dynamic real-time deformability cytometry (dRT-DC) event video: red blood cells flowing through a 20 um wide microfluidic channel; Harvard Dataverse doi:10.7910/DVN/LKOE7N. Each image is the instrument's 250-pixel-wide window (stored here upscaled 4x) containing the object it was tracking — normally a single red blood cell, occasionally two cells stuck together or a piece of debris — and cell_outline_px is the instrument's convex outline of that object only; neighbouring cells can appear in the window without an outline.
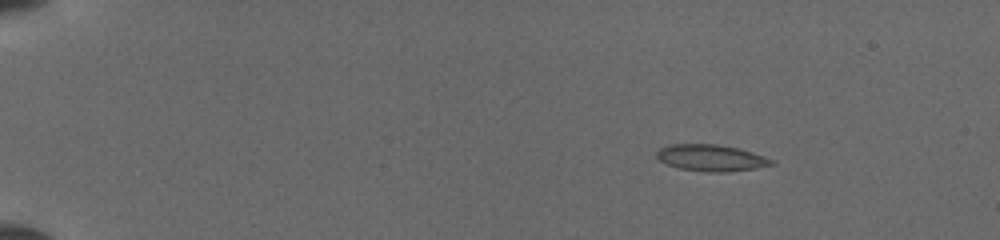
{"species": "common noctule bat (a hibernating species)", "species_latin": "Nyctalus noctula", "temperature_condition": "cold", "stored_images_in_passage": 31, "camera_frame_rate_fps": 3000, "um_per_image_px": 0.085, "animal": {"sex": "female", "body_mass_g": 19.5, "forearm_length_mm": 54.1}, "frame": {"image": 1, "passage_image": 4, "time_ms": 2.333, "image_size_px": [1000, 240], "cell_outline_px": [[776, 164], [756, 168], [724, 172], [708, 172], [680, 168], [668, 164], [660, 160], [656, 156], [656, 152], [660, 148], [668, 144], [716, 144], [736, 148], [752, 152], [776, 160]], "centroid_in_image_um": [60.47, 13.41], "position_along_channel_um": 24.5, "area_um2": 17.69}}
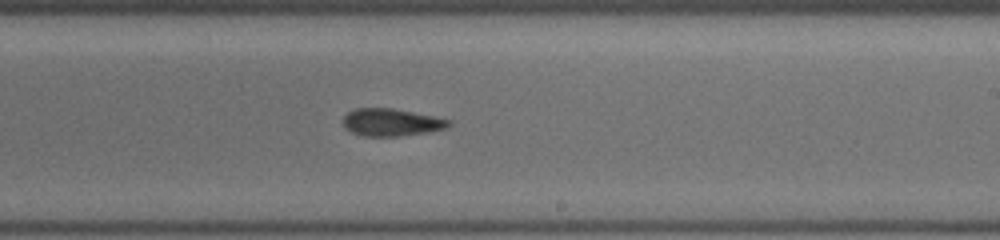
{"frame": {"image": 2, "passage_image": 19, "time_ms": 10.667, "image_size_px": [1000, 240], "cell_outline_px": [[452, 124], [448, 128], [428, 132], [400, 136], [364, 136], [352, 132], [344, 128], [344, 116], [348, 112], [356, 108], [392, 108], [452, 120]], "centroid_in_image_um": [33.29, 10.4], "position_along_channel_um": 255.7, "area_um2": 16.88}}
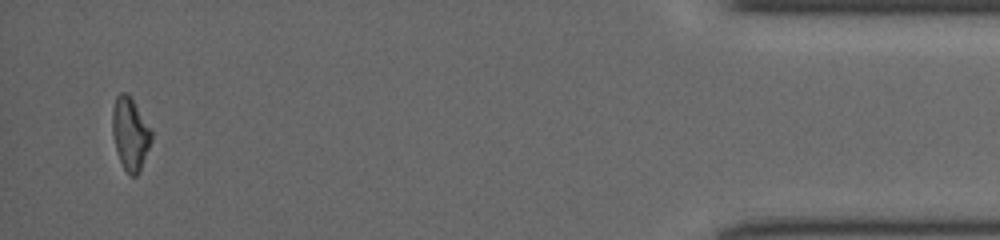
{"frame": {"image": 3, "passage_image": 31, "time_ms": 16.333, "image_size_px": [1000, 240], "cell_outline_px": [[152, 140], [140, 172], [136, 176], [128, 176], [120, 160], [116, 148], [112, 132], [112, 108], [116, 96], [120, 92], [128, 92], [152, 132]], "centroid_in_image_um": [11.06, 11.37], "position_along_channel_um": 424.1, "area_um2": 16.53}}